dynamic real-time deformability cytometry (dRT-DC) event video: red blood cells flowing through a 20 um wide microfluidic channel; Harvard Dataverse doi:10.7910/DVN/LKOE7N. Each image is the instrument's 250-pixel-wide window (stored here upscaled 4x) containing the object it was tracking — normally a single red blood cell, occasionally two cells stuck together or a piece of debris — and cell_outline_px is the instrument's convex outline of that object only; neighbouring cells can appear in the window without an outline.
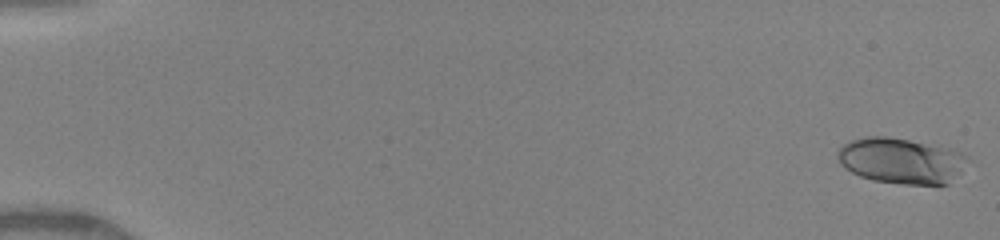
{"species": "human", "species_latin": "Homo sapiens", "temperature_condition": "warm", "stored_images_in_passage": 12, "camera_frame_rate_fps": 3000, "um_per_image_px": 0.085, "donor": {"sex": "female"}, "frame": {"image": 1, "passage_image": 1, "time_ms": 0.0, "image_size_px": [1000, 240], "cell_outline_px": [[968, 156], [960, 172], [948, 184], [904, 184], [872, 180], [860, 176], [844, 168], [840, 164], [836, 156], [836, 152], [844, 144], [852, 140], [864, 136], [888, 136], [940, 144], [956, 148]], "centroid_in_image_um": [76.61, 13.63], "position_along_channel_um": 8.4, "area_um2": 35.26}}
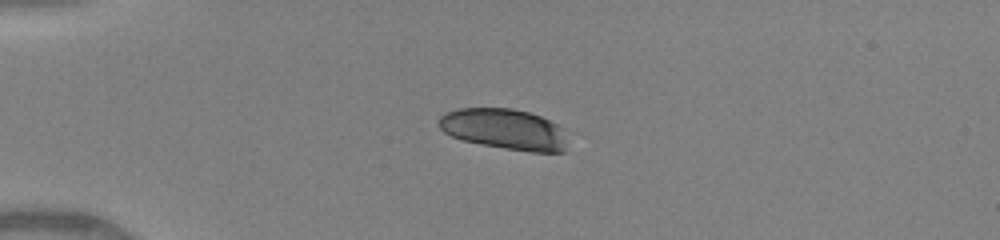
{"frame": {"image": 2, "passage_image": 10, "time_ms": 4.0, "image_size_px": [1000, 240], "cell_outline_px": [[564, 152], [528, 152], [480, 144], [460, 140], [444, 132], [436, 124], [440, 116], [444, 112], [460, 108], [512, 108], [528, 112], [540, 116], [564, 128]], "centroid_in_image_um": [42.81, 10.97], "position_along_channel_um": 42.2, "area_um2": 30.69}}